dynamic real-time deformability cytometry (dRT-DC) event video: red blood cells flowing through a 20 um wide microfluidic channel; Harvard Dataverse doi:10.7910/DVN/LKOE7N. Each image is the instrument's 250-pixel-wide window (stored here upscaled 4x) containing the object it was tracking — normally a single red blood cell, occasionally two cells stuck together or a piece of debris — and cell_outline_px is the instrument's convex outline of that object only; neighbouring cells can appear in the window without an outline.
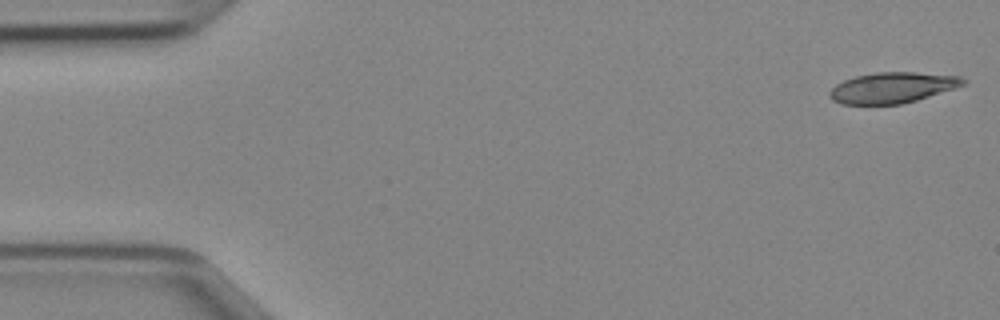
{"species": "Egyptian fruit bat (a non-hibernating species)", "species_latin": "Rousettus aegyptiacus", "temperature_condition": "cold", "stored_images_in_passage": 46, "camera_frame_rate_fps": 3000, "um_per_image_px": 0.085, "animal": {"sex": "female"}, "frame": {"image": 1, "passage_image": 1, "time_ms": 0.0, "image_size_px": [1000, 320], "cell_outline_px": [[968, 84], [956, 88], [916, 100], [900, 104], [840, 104], [832, 100], [828, 96], [828, 92], [836, 84], [844, 80], [856, 76], [876, 72], [916, 72], [960, 76], [968, 80]], "centroid_in_image_um": [75.88, 7.44], "position_along_channel_um": 9.1, "area_um2": 24.1}}
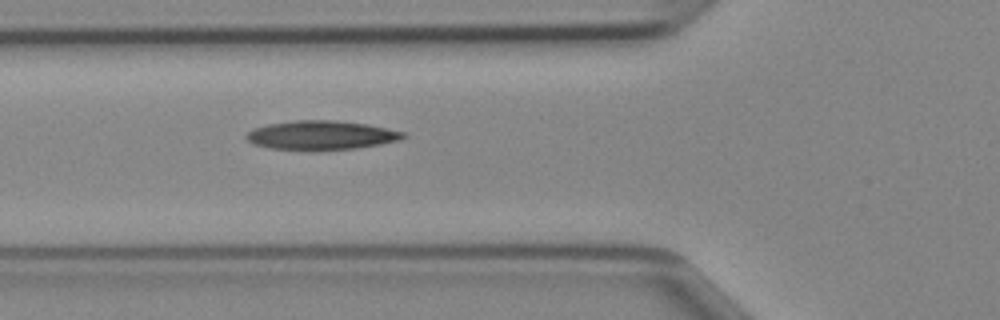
{"frame": {"image": 2, "passage_image": 16, "time_ms": 5.0, "image_size_px": [1000, 320], "cell_outline_px": [[408, 136], [400, 140], [380, 144], [356, 148], [268, 148], [252, 144], [244, 136], [252, 128], [268, 124], [296, 120], [332, 120], [368, 124], [404, 132]], "centroid_in_image_um": [27.3, 11.46], "position_along_channel_um": 98.5, "area_um2": 25.89}}
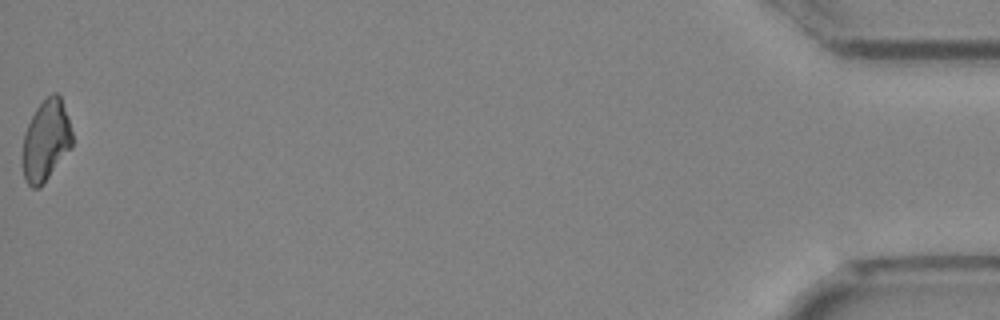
{"frame": {"image": 3, "passage_image": 46, "time_ms": 15.0, "image_size_px": [1000, 320], "cell_outline_px": [[72, 148], [40, 188], [32, 188], [28, 184], [24, 176], [20, 156], [24, 132], [36, 108], [52, 92], [56, 92], [60, 96], [68, 116], [72, 132]], "centroid_in_image_um": [3.89, 11.97], "position_along_channel_um": 431.3, "area_um2": 23.87}}